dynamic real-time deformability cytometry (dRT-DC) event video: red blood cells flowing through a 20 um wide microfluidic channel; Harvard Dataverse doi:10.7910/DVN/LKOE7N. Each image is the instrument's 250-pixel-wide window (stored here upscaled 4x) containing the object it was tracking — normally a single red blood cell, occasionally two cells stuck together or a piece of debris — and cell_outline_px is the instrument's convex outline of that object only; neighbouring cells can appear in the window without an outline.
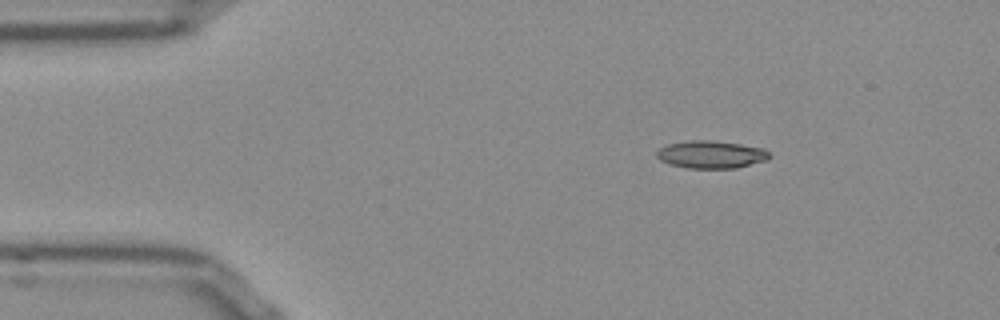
{"species": "Egyptian fruit bat (a non-hibernating species)", "species_latin": "Rousettus aegyptiacus", "temperature_condition": "room temperature", "stored_images_in_passage": 45, "camera_frame_rate_fps": 3000, "um_per_image_px": 0.085, "frame": {"image": 1, "passage_image": 1, "time_ms": 0.0, "image_size_px": [1000, 320], "cell_outline_px": [[772, 156], [768, 160], [736, 168], [688, 168], [672, 164], [660, 160], [656, 156], [656, 152], [660, 148], [668, 144], [688, 140], [708, 140], [740, 144], [764, 148]], "centroid_in_image_um": [60.47, 13.13], "position_along_channel_um": 24.5, "area_um2": 18.09}}
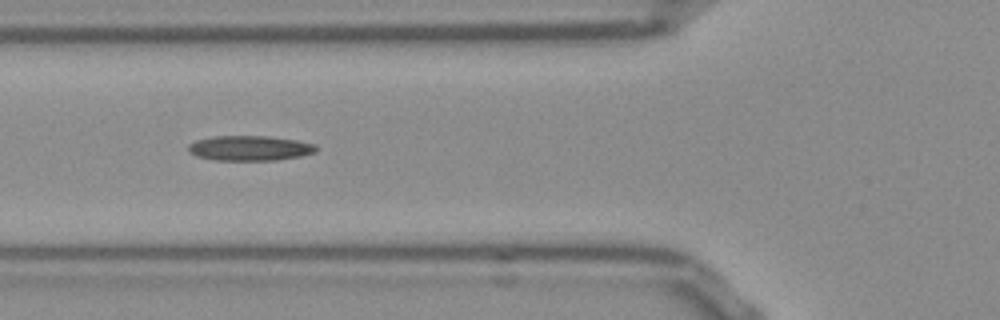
{"frame": {"image": 2, "passage_image": 12, "time_ms": 3.667, "image_size_px": [1000, 320], "cell_outline_px": [[316, 152], [300, 156], [276, 160], [216, 160], [196, 156], [188, 152], [188, 144], [196, 140], [212, 136], [268, 136], [296, 140], [316, 144]], "centroid_in_image_um": [21.2, 12.59], "position_along_channel_um": 104.6, "area_um2": 18.67}}
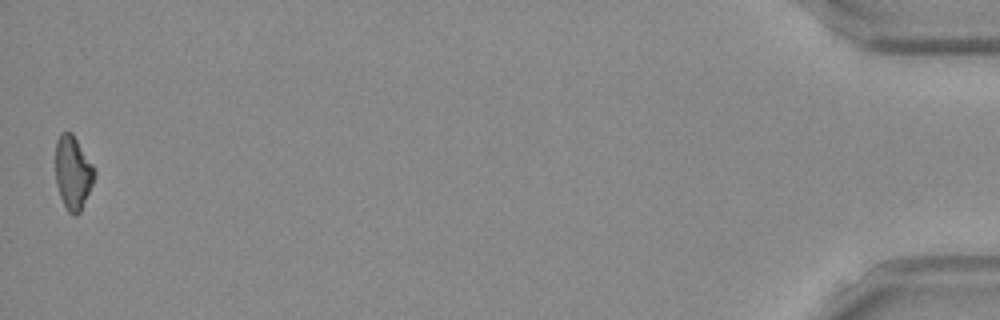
{"frame": {"image": 3, "passage_image": 45, "time_ms": 14.667, "image_size_px": [1000, 320], "cell_outline_px": [[96, 176], [80, 212], [76, 216], [68, 212], [60, 196], [56, 184], [56, 140], [60, 132], [72, 132], [92, 164], [96, 172]], "centroid_in_image_um": [6.2, 14.67], "position_along_channel_um": 429.0, "area_um2": 16.65}, "authors_computed_cell_mechanics": {"area_um2": 17.6868, "velocity_mm_per_s": 3.8559, "shape_relaxation_time_tau1_ms": null, "shape_relaxation_time_tau2_ms": 10.2985, "deformation_change_tau1": null, "deformation_change_tau2": 0.2416}}